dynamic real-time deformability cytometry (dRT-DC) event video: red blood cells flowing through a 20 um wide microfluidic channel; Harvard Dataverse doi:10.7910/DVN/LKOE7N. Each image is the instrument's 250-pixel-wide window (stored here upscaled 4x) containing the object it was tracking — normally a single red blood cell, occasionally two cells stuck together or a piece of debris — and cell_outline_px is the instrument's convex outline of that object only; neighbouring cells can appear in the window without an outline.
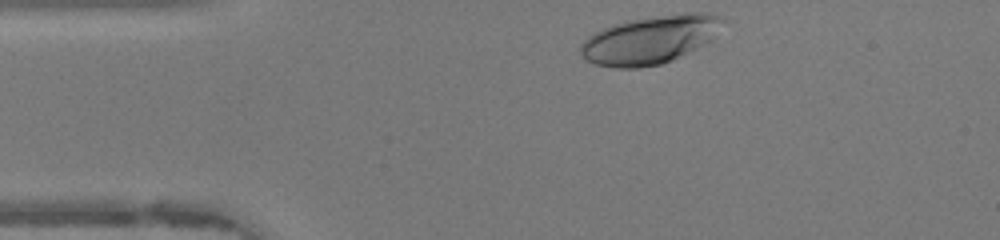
{"species": "human", "species_latin": "Homo sapiens", "temperature_condition": "warm", "stored_images_in_passage": 30, "camera_frame_rate_fps": 3000, "um_per_image_px": 0.085, "donor": {"sex": "female"}, "frame": {"image": 1, "passage_image": 1, "time_ms": 0.0, "image_size_px": [1000, 240], "cell_outline_px": [[724, 20], [712, 40], [672, 60], [660, 64], [640, 68], [616, 68], [596, 64], [580, 56], [580, 44], [588, 36], [612, 24], [628, 20], [684, 12], [712, 12], [724, 16]], "centroid_in_image_um": [55.27, 3.36], "position_along_channel_um": 29.7, "area_um2": 40.06}}
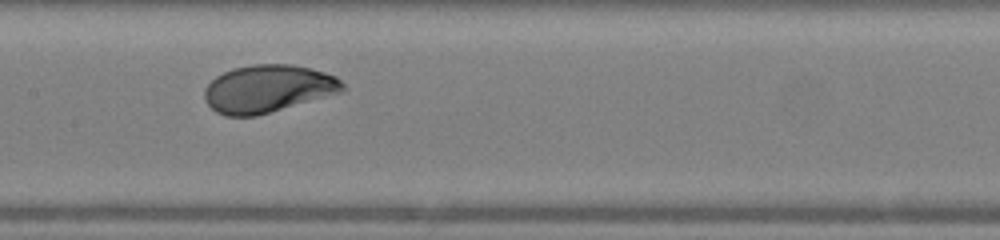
{"frame": {"image": 2, "passage_image": 15, "time_ms": 4.667, "image_size_px": [1000, 240], "cell_outline_px": [[348, 88], [340, 92], [256, 116], [224, 116], [216, 112], [204, 100], [204, 88], [216, 76], [232, 68], [252, 64], [292, 64], [324, 72], [336, 76]], "centroid_in_image_um": [22.75, 7.53], "position_along_channel_um": 184.7, "area_um2": 38.21}}
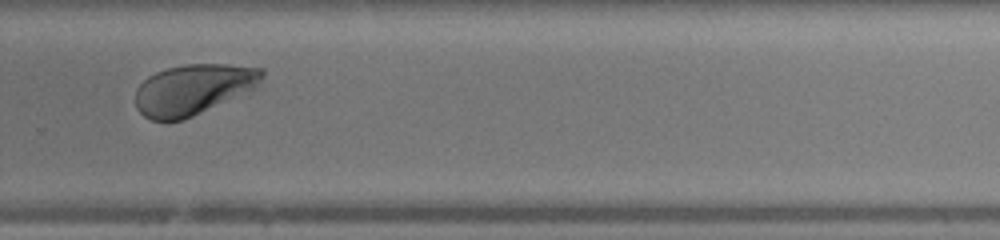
{"frame": {"image": 3, "passage_image": 24, "time_ms": 7.667, "image_size_px": [1000, 240], "cell_outline_px": [[264, 76], [256, 88], [252, 92], [184, 120], [152, 120], [144, 116], [136, 108], [136, 88], [148, 76], [156, 72], [168, 68], [184, 64], [228, 64], [264, 68]], "centroid_in_image_um": [16.49, 7.6], "position_along_channel_um": 313.3, "area_um2": 37.86}, "authors_computed_cell_mechanics": {"area_um2": 38.148, "velocity_mm_per_s": 4.3091, "shape_relaxation_time_tau1_ms": 2.0565, "shape_relaxation_time_tau2_ms": null, "deformation_change_tau1": 0.1432, "deformation_change_tau2": null}}